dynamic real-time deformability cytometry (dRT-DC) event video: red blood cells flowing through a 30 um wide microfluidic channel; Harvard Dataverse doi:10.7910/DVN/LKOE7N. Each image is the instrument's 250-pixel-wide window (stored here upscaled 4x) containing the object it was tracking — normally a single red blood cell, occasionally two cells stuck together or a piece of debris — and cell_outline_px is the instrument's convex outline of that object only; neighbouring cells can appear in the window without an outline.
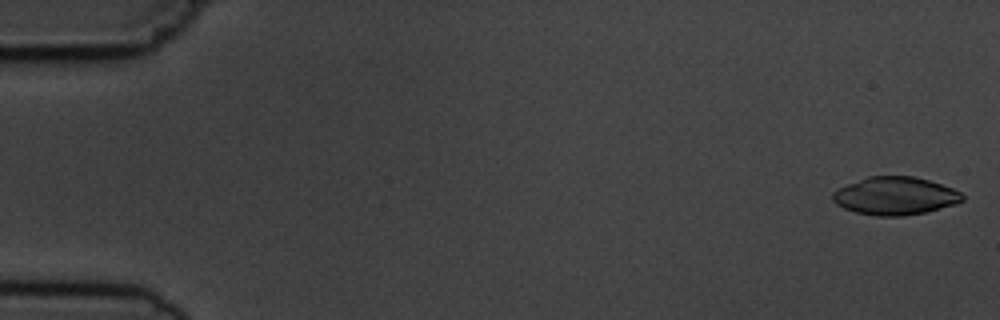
{"species": "common noctule bat (a hibernating species)", "species_latin": "Nyctalus noctula", "temperature_condition": "cold", "stored_images_in_passage": 5, "camera_frame_rate_fps": 3000, "um_per_image_px": 0.085, "animal": {"sex": "male", "body_mass_g": 19.5, "forearm_length_mm": 54.6}, "frame": {"image": 1, "passage_image": 1, "time_ms": 0.0, "image_size_px": [1000, 320], "cell_outline_px": [[964, 200], [956, 204], [928, 212], [904, 216], [876, 216], [856, 212], [844, 208], [836, 204], [832, 200], [832, 192], [848, 184], [868, 176], [912, 176], [928, 180], [952, 188], [960, 192], [964, 196]], "centroid_in_image_um": [76.1, 16.66], "position_along_channel_um": 8.9, "area_um2": 28.67}}